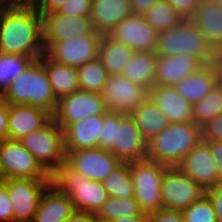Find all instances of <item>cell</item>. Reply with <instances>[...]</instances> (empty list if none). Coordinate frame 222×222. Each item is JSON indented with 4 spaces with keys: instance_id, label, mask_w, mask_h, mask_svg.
I'll use <instances>...</instances> for the list:
<instances>
[{
    "instance_id": "cell-31",
    "label": "cell",
    "mask_w": 222,
    "mask_h": 222,
    "mask_svg": "<svg viewBox=\"0 0 222 222\" xmlns=\"http://www.w3.org/2000/svg\"><path fill=\"white\" fill-rule=\"evenodd\" d=\"M101 182L107 191L108 197L120 199L134 197V186L131 179L129 162H121Z\"/></svg>"
},
{
    "instance_id": "cell-33",
    "label": "cell",
    "mask_w": 222,
    "mask_h": 222,
    "mask_svg": "<svg viewBox=\"0 0 222 222\" xmlns=\"http://www.w3.org/2000/svg\"><path fill=\"white\" fill-rule=\"evenodd\" d=\"M141 213L140 206L134 197L124 199L109 197L96 216L100 222H109L119 217L135 216Z\"/></svg>"
},
{
    "instance_id": "cell-12",
    "label": "cell",
    "mask_w": 222,
    "mask_h": 222,
    "mask_svg": "<svg viewBox=\"0 0 222 222\" xmlns=\"http://www.w3.org/2000/svg\"><path fill=\"white\" fill-rule=\"evenodd\" d=\"M0 181L9 191L14 222H31L50 180L7 178Z\"/></svg>"
},
{
    "instance_id": "cell-53",
    "label": "cell",
    "mask_w": 222,
    "mask_h": 222,
    "mask_svg": "<svg viewBox=\"0 0 222 222\" xmlns=\"http://www.w3.org/2000/svg\"><path fill=\"white\" fill-rule=\"evenodd\" d=\"M9 8V6L6 4L4 0H0V18L2 15L6 12V10Z\"/></svg>"
},
{
    "instance_id": "cell-54",
    "label": "cell",
    "mask_w": 222,
    "mask_h": 222,
    "mask_svg": "<svg viewBox=\"0 0 222 222\" xmlns=\"http://www.w3.org/2000/svg\"><path fill=\"white\" fill-rule=\"evenodd\" d=\"M221 73H222V58L219 61V76H220Z\"/></svg>"
},
{
    "instance_id": "cell-47",
    "label": "cell",
    "mask_w": 222,
    "mask_h": 222,
    "mask_svg": "<svg viewBox=\"0 0 222 222\" xmlns=\"http://www.w3.org/2000/svg\"><path fill=\"white\" fill-rule=\"evenodd\" d=\"M9 104L0 98V142L8 136Z\"/></svg>"
},
{
    "instance_id": "cell-56",
    "label": "cell",
    "mask_w": 222,
    "mask_h": 222,
    "mask_svg": "<svg viewBox=\"0 0 222 222\" xmlns=\"http://www.w3.org/2000/svg\"><path fill=\"white\" fill-rule=\"evenodd\" d=\"M219 81H220V83L222 84V73H221L220 76H219Z\"/></svg>"
},
{
    "instance_id": "cell-22",
    "label": "cell",
    "mask_w": 222,
    "mask_h": 222,
    "mask_svg": "<svg viewBox=\"0 0 222 222\" xmlns=\"http://www.w3.org/2000/svg\"><path fill=\"white\" fill-rule=\"evenodd\" d=\"M104 114L92 115L77 121L63 130L65 151L98 147Z\"/></svg>"
},
{
    "instance_id": "cell-30",
    "label": "cell",
    "mask_w": 222,
    "mask_h": 222,
    "mask_svg": "<svg viewBox=\"0 0 222 222\" xmlns=\"http://www.w3.org/2000/svg\"><path fill=\"white\" fill-rule=\"evenodd\" d=\"M134 51L102 35L99 43L98 59L109 75L120 74L133 55Z\"/></svg>"
},
{
    "instance_id": "cell-23",
    "label": "cell",
    "mask_w": 222,
    "mask_h": 222,
    "mask_svg": "<svg viewBox=\"0 0 222 222\" xmlns=\"http://www.w3.org/2000/svg\"><path fill=\"white\" fill-rule=\"evenodd\" d=\"M74 211L71 199L50 184L42 193L31 222H65Z\"/></svg>"
},
{
    "instance_id": "cell-41",
    "label": "cell",
    "mask_w": 222,
    "mask_h": 222,
    "mask_svg": "<svg viewBox=\"0 0 222 222\" xmlns=\"http://www.w3.org/2000/svg\"><path fill=\"white\" fill-rule=\"evenodd\" d=\"M202 140L222 142V114H219L201 126Z\"/></svg>"
},
{
    "instance_id": "cell-42",
    "label": "cell",
    "mask_w": 222,
    "mask_h": 222,
    "mask_svg": "<svg viewBox=\"0 0 222 222\" xmlns=\"http://www.w3.org/2000/svg\"><path fill=\"white\" fill-rule=\"evenodd\" d=\"M12 209L9 191L0 181V222H14Z\"/></svg>"
},
{
    "instance_id": "cell-6",
    "label": "cell",
    "mask_w": 222,
    "mask_h": 222,
    "mask_svg": "<svg viewBox=\"0 0 222 222\" xmlns=\"http://www.w3.org/2000/svg\"><path fill=\"white\" fill-rule=\"evenodd\" d=\"M20 141L49 175L65 161L63 129L53 118Z\"/></svg>"
},
{
    "instance_id": "cell-19",
    "label": "cell",
    "mask_w": 222,
    "mask_h": 222,
    "mask_svg": "<svg viewBox=\"0 0 222 222\" xmlns=\"http://www.w3.org/2000/svg\"><path fill=\"white\" fill-rule=\"evenodd\" d=\"M148 98L170 123H194L192 104L178 94L173 86H153L148 91Z\"/></svg>"
},
{
    "instance_id": "cell-13",
    "label": "cell",
    "mask_w": 222,
    "mask_h": 222,
    "mask_svg": "<svg viewBox=\"0 0 222 222\" xmlns=\"http://www.w3.org/2000/svg\"><path fill=\"white\" fill-rule=\"evenodd\" d=\"M113 41L130 47L134 52L156 50L158 32L142 15L125 17L107 34Z\"/></svg>"
},
{
    "instance_id": "cell-40",
    "label": "cell",
    "mask_w": 222,
    "mask_h": 222,
    "mask_svg": "<svg viewBox=\"0 0 222 222\" xmlns=\"http://www.w3.org/2000/svg\"><path fill=\"white\" fill-rule=\"evenodd\" d=\"M92 0H67L58 13L67 16H90Z\"/></svg>"
},
{
    "instance_id": "cell-50",
    "label": "cell",
    "mask_w": 222,
    "mask_h": 222,
    "mask_svg": "<svg viewBox=\"0 0 222 222\" xmlns=\"http://www.w3.org/2000/svg\"><path fill=\"white\" fill-rule=\"evenodd\" d=\"M65 222H100L95 213L75 210Z\"/></svg>"
},
{
    "instance_id": "cell-7",
    "label": "cell",
    "mask_w": 222,
    "mask_h": 222,
    "mask_svg": "<svg viewBox=\"0 0 222 222\" xmlns=\"http://www.w3.org/2000/svg\"><path fill=\"white\" fill-rule=\"evenodd\" d=\"M7 178L50 180V175L20 140L6 138L0 142V180Z\"/></svg>"
},
{
    "instance_id": "cell-1",
    "label": "cell",
    "mask_w": 222,
    "mask_h": 222,
    "mask_svg": "<svg viewBox=\"0 0 222 222\" xmlns=\"http://www.w3.org/2000/svg\"><path fill=\"white\" fill-rule=\"evenodd\" d=\"M0 53L42 56L43 18L37 7H9L0 18Z\"/></svg>"
},
{
    "instance_id": "cell-51",
    "label": "cell",
    "mask_w": 222,
    "mask_h": 222,
    "mask_svg": "<svg viewBox=\"0 0 222 222\" xmlns=\"http://www.w3.org/2000/svg\"><path fill=\"white\" fill-rule=\"evenodd\" d=\"M109 222H149V214L142 212L141 214L129 217H119Z\"/></svg>"
},
{
    "instance_id": "cell-34",
    "label": "cell",
    "mask_w": 222,
    "mask_h": 222,
    "mask_svg": "<svg viewBox=\"0 0 222 222\" xmlns=\"http://www.w3.org/2000/svg\"><path fill=\"white\" fill-rule=\"evenodd\" d=\"M40 57L0 53V96L18 74L23 72L33 60Z\"/></svg>"
},
{
    "instance_id": "cell-16",
    "label": "cell",
    "mask_w": 222,
    "mask_h": 222,
    "mask_svg": "<svg viewBox=\"0 0 222 222\" xmlns=\"http://www.w3.org/2000/svg\"><path fill=\"white\" fill-rule=\"evenodd\" d=\"M43 44L45 50L55 41L78 38L84 35H102L98 33L90 16H67L58 12L43 17Z\"/></svg>"
},
{
    "instance_id": "cell-48",
    "label": "cell",
    "mask_w": 222,
    "mask_h": 222,
    "mask_svg": "<svg viewBox=\"0 0 222 222\" xmlns=\"http://www.w3.org/2000/svg\"><path fill=\"white\" fill-rule=\"evenodd\" d=\"M67 0H40L37 6L38 12L42 15L58 12Z\"/></svg>"
},
{
    "instance_id": "cell-49",
    "label": "cell",
    "mask_w": 222,
    "mask_h": 222,
    "mask_svg": "<svg viewBox=\"0 0 222 222\" xmlns=\"http://www.w3.org/2000/svg\"><path fill=\"white\" fill-rule=\"evenodd\" d=\"M161 0H130L133 14L142 15Z\"/></svg>"
},
{
    "instance_id": "cell-8",
    "label": "cell",
    "mask_w": 222,
    "mask_h": 222,
    "mask_svg": "<svg viewBox=\"0 0 222 222\" xmlns=\"http://www.w3.org/2000/svg\"><path fill=\"white\" fill-rule=\"evenodd\" d=\"M206 39L190 19H183L176 26L159 32L156 55L187 54L199 59L205 49Z\"/></svg>"
},
{
    "instance_id": "cell-28",
    "label": "cell",
    "mask_w": 222,
    "mask_h": 222,
    "mask_svg": "<svg viewBox=\"0 0 222 222\" xmlns=\"http://www.w3.org/2000/svg\"><path fill=\"white\" fill-rule=\"evenodd\" d=\"M130 117L134 120L146 142L170 124L166 115L149 98L138 106L130 114Z\"/></svg>"
},
{
    "instance_id": "cell-10",
    "label": "cell",
    "mask_w": 222,
    "mask_h": 222,
    "mask_svg": "<svg viewBox=\"0 0 222 222\" xmlns=\"http://www.w3.org/2000/svg\"><path fill=\"white\" fill-rule=\"evenodd\" d=\"M107 111L101 94L77 90L58 100L52 118L64 130L77 121Z\"/></svg>"
},
{
    "instance_id": "cell-15",
    "label": "cell",
    "mask_w": 222,
    "mask_h": 222,
    "mask_svg": "<svg viewBox=\"0 0 222 222\" xmlns=\"http://www.w3.org/2000/svg\"><path fill=\"white\" fill-rule=\"evenodd\" d=\"M65 153V161L89 180L103 181L121 163L111 151L99 147Z\"/></svg>"
},
{
    "instance_id": "cell-46",
    "label": "cell",
    "mask_w": 222,
    "mask_h": 222,
    "mask_svg": "<svg viewBox=\"0 0 222 222\" xmlns=\"http://www.w3.org/2000/svg\"><path fill=\"white\" fill-rule=\"evenodd\" d=\"M204 141L211 151L212 157L214 158L217 169L219 171V180L222 183V142L214 140H202Z\"/></svg>"
},
{
    "instance_id": "cell-39",
    "label": "cell",
    "mask_w": 222,
    "mask_h": 222,
    "mask_svg": "<svg viewBox=\"0 0 222 222\" xmlns=\"http://www.w3.org/2000/svg\"><path fill=\"white\" fill-rule=\"evenodd\" d=\"M115 111H107L104 114L103 126L101 127V134L98 137V147L109 150L112 147L113 140H115L116 125L125 117Z\"/></svg>"
},
{
    "instance_id": "cell-9",
    "label": "cell",
    "mask_w": 222,
    "mask_h": 222,
    "mask_svg": "<svg viewBox=\"0 0 222 222\" xmlns=\"http://www.w3.org/2000/svg\"><path fill=\"white\" fill-rule=\"evenodd\" d=\"M101 96L108 111L130 115L148 98V90L121 74L109 75Z\"/></svg>"
},
{
    "instance_id": "cell-11",
    "label": "cell",
    "mask_w": 222,
    "mask_h": 222,
    "mask_svg": "<svg viewBox=\"0 0 222 222\" xmlns=\"http://www.w3.org/2000/svg\"><path fill=\"white\" fill-rule=\"evenodd\" d=\"M205 192L206 190L176 167H168L163 173L161 196L165 209L184 211L205 195Z\"/></svg>"
},
{
    "instance_id": "cell-17",
    "label": "cell",
    "mask_w": 222,
    "mask_h": 222,
    "mask_svg": "<svg viewBox=\"0 0 222 222\" xmlns=\"http://www.w3.org/2000/svg\"><path fill=\"white\" fill-rule=\"evenodd\" d=\"M175 167L204 190L220 184L216 162L204 141L195 146Z\"/></svg>"
},
{
    "instance_id": "cell-45",
    "label": "cell",
    "mask_w": 222,
    "mask_h": 222,
    "mask_svg": "<svg viewBox=\"0 0 222 222\" xmlns=\"http://www.w3.org/2000/svg\"><path fill=\"white\" fill-rule=\"evenodd\" d=\"M205 194L212 202L218 222H222V183L206 190Z\"/></svg>"
},
{
    "instance_id": "cell-21",
    "label": "cell",
    "mask_w": 222,
    "mask_h": 222,
    "mask_svg": "<svg viewBox=\"0 0 222 222\" xmlns=\"http://www.w3.org/2000/svg\"><path fill=\"white\" fill-rule=\"evenodd\" d=\"M52 116L43 109L28 104H9L8 139L20 140L28 133L40 129Z\"/></svg>"
},
{
    "instance_id": "cell-36",
    "label": "cell",
    "mask_w": 222,
    "mask_h": 222,
    "mask_svg": "<svg viewBox=\"0 0 222 222\" xmlns=\"http://www.w3.org/2000/svg\"><path fill=\"white\" fill-rule=\"evenodd\" d=\"M142 16L158 33L176 26L183 20L166 0L157 2Z\"/></svg>"
},
{
    "instance_id": "cell-52",
    "label": "cell",
    "mask_w": 222,
    "mask_h": 222,
    "mask_svg": "<svg viewBox=\"0 0 222 222\" xmlns=\"http://www.w3.org/2000/svg\"><path fill=\"white\" fill-rule=\"evenodd\" d=\"M9 7H37L40 0H4Z\"/></svg>"
},
{
    "instance_id": "cell-55",
    "label": "cell",
    "mask_w": 222,
    "mask_h": 222,
    "mask_svg": "<svg viewBox=\"0 0 222 222\" xmlns=\"http://www.w3.org/2000/svg\"><path fill=\"white\" fill-rule=\"evenodd\" d=\"M215 1L222 6V0H215Z\"/></svg>"
},
{
    "instance_id": "cell-37",
    "label": "cell",
    "mask_w": 222,
    "mask_h": 222,
    "mask_svg": "<svg viewBox=\"0 0 222 222\" xmlns=\"http://www.w3.org/2000/svg\"><path fill=\"white\" fill-rule=\"evenodd\" d=\"M182 212L184 222H218L212 202L206 194Z\"/></svg>"
},
{
    "instance_id": "cell-24",
    "label": "cell",
    "mask_w": 222,
    "mask_h": 222,
    "mask_svg": "<svg viewBox=\"0 0 222 222\" xmlns=\"http://www.w3.org/2000/svg\"><path fill=\"white\" fill-rule=\"evenodd\" d=\"M132 14L130 0H92L90 18L95 30L102 35Z\"/></svg>"
},
{
    "instance_id": "cell-14",
    "label": "cell",
    "mask_w": 222,
    "mask_h": 222,
    "mask_svg": "<svg viewBox=\"0 0 222 222\" xmlns=\"http://www.w3.org/2000/svg\"><path fill=\"white\" fill-rule=\"evenodd\" d=\"M102 35H84L53 42L45 54L57 63L78 67L98 58Z\"/></svg>"
},
{
    "instance_id": "cell-18",
    "label": "cell",
    "mask_w": 222,
    "mask_h": 222,
    "mask_svg": "<svg viewBox=\"0 0 222 222\" xmlns=\"http://www.w3.org/2000/svg\"><path fill=\"white\" fill-rule=\"evenodd\" d=\"M120 162H135L146 159L147 142L130 115L116 125L115 140L109 149Z\"/></svg>"
},
{
    "instance_id": "cell-38",
    "label": "cell",
    "mask_w": 222,
    "mask_h": 222,
    "mask_svg": "<svg viewBox=\"0 0 222 222\" xmlns=\"http://www.w3.org/2000/svg\"><path fill=\"white\" fill-rule=\"evenodd\" d=\"M222 58V40H206L203 54L198 59L199 70L219 76V61Z\"/></svg>"
},
{
    "instance_id": "cell-43",
    "label": "cell",
    "mask_w": 222,
    "mask_h": 222,
    "mask_svg": "<svg viewBox=\"0 0 222 222\" xmlns=\"http://www.w3.org/2000/svg\"><path fill=\"white\" fill-rule=\"evenodd\" d=\"M182 17L191 19L197 9L200 0H166Z\"/></svg>"
},
{
    "instance_id": "cell-27",
    "label": "cell",
    "mask_w": 222,
    "mask_h": 222,
    "mask_svg": "<svg viewBox=\"0 0 222 222\" xmlns=\"http://www.w3.org/2000/svg\"><path fill=\"white\" fill-rule=\"evenodd\" d=\"M156 60L155 51L134 52L120 74L149 91L154 86Z\"/></svg>"
},
{
    "instance_id": "cell-26",
    "label": "cell",
    "mask_w": 222,
    "mask_h": 222,
    "mask_svg": "<svg viewBox=\"0 0 222 222\" xmlns=\"http://www.w3.org/2000/svg\"><path fill=\"white\" fill-rule=\"evenodd\" d=\"M44 67L57 100L80 90L76 67L57 63L45 53Z\"/></svg>"
},
{
    "instance_id": "cell-3",
    "label": "cell",
    "mask_w": 222,
    "mask_h": 222,
    "mask_svg": "<svg viewBox=\"0 0 222 222\" xmlns=\"http://www.w3.org/2000/svg\"><path fill=\"white\" fill-rule=\"evenodd\" d=\"M201 141V127L195 123H170L147 142L146 158L175 167Z\"/></svg>"
},
{
    "instance_id": "cell-5",
    "label": "cell",
    "mask_w": 222,
    "mask_h": 222,
    "mask_svg": "<svg viewBox=\"0 0 222 222\" xmlns=\"http://www.w3.org/2000/svg\"><path fill=\"white\" fill-rule=\"evenodd\" d=\"M167 168L168 166L147 158L130 162L134 198L142 212L151 214L163 208L161 186Z\"/></svg>"
},
{
    "instance_id": "cell-20",
    "label": "cell",
    "mask_w": 222,
    "mask_h": 222,
    "mask_svg": "<svg viewBox=\"0 0 222 222\" xmlns=\"http://www.w3.org/2000/svg\"><path fill=\"white\" fill-rule=\"evenodd\" d=\"M199 69L198 59L187 54L157 55L154 86H174Z\"/></svg>"
},
{
    "instance_id": "cell-29",
    "label": "cell",
    "mask_w": 222,
    "mask_h": 222,
    "mask_svg": "<svg viewBox=\"0 0 222 222\" xmlns=\"http://www.w3.org/2000/svg\"><path fill=\"white\" fill-rule=\"evenodd\" d=\"M218 82L219 76L198 69L173 87L178 94L194 105L202 100Z\"/></svg>"
},
{
    "instance_id": "cell-32",
    "label": "cell",
    "mask_w": 222,
    "mask_h": 222,
    "mask_svg": "<svg viewBox=\"0 0 222 222\" xmlns=\"http://www.w3.org/2000/svg\"><path fill=\"white\" fill-rule=\"evenodd\" d=\"M77 72L80 90L99 94L109 76L98 58L78 66Z\"/></svg>"
},
{
    "instance_id": "cell-4",
    "label": "cell",
    "mask_w": 222,
    "mask_h": 222,
    "mask_svg": "<svg viewBox=\"0 0 222 222\" xmlns=\"http://www.w3.org/2000/svg\"><path fill=\"white\" fill-rule=\"evenodd\" d=\"M50 184L66 194L77 211L96 214L109 198L101 181L85 178L66 161L50 174Z\"/></svg>"
},
{
    "instance_id": "cell-35",
    "label": "cell",
    "mask_w": 222,
    "mask_h": 222,
    "mask_svg": "<svg viewBox=\"0 0 222 222\" xmlns=\"http://www.w3.org/2000/svg\"><path fill=\"white\" fill-rule=\"evenodd\" d=\"M192 107L194 123L200 127L215 116L222 114V84L220 81L202 100L192 105Z\"/></svg>"
},
{
    "instance_id": "cell-25",
    "label": "cell",
    "mask_w": 222,
    "mask_h": 222,
    "mask_svg": "<svg viewBox=\"0 0 222 222\" xmlns=\"http://www.w3.org/2000/svg\"><path fill=\"white\" fill-rule=\"evenodd\" d=\"M190 20L206 40H222V6L215 0H200Z\"/></svg>"
},
{
    "instance_id": "cell-2",
    "label": "cell",
    "mask_w": 222,
    "mask_h": 222,
    "mask_svg": "<svg viewBox=\"0 0 222 222\" xmlns=\"http://www.w3.org/2000/svg\"><path fill=\"white\" fill-rule=\"evenodd\" d=\"M0 98L8 104H28L43 109L53 116L58 100L44 67V54L18 74Z\"/></svg>"
},
{
    "instance_id": "cell-44",
    "label": "cell",
    "mask_w": 222,
    "mask_h": 222,
    "mask_svg": "<svg viewBox=\"0 0 222 222\" xmlns=\"http://www.w3.org/2000/svg\"><path fill=\"white\" fill-rule=\"evenodd\" d=\"M149 222H184L182 211L161 208L149 214Z\"/></svg>"
}]
</instances>
